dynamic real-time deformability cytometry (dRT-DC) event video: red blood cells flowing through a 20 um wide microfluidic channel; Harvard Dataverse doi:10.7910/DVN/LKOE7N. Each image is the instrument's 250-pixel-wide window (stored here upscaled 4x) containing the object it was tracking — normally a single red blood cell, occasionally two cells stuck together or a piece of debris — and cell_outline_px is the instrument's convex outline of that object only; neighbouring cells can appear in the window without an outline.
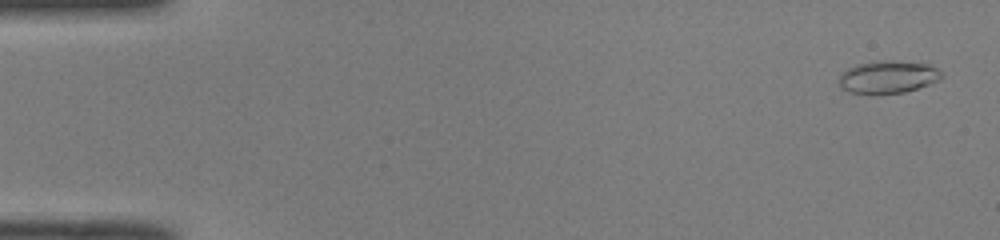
{"species": "common noctule bat (a hibernating species)", "species_latin": "Nyctalus noctula", "temperature_condition": "room temperature", "stored_images_in_passage": 50, "camera_frame_rate_fps": 3000, "um_per_image_px": 0.085, "animal": {"sex": "male", "body_mass_g": 19.0, "forearm_length_mm": 50.8}, "frame": {"image": 1, "passage_image": 2, "time_ms": 0.333, "image_size_px": [1000, 240], "cell_outline_px": [[944, 76], [940, 80], [904, 92], [848, 92], [840, 88], [840, 76], [848, 68], [856, 64], [884, 60], [892, 60], [928, 64], [936, 68]], "centroid_in_image_um": [75.5, 6.51], "position_along_channel_um": 9.5, "area_um2": 18.96}}
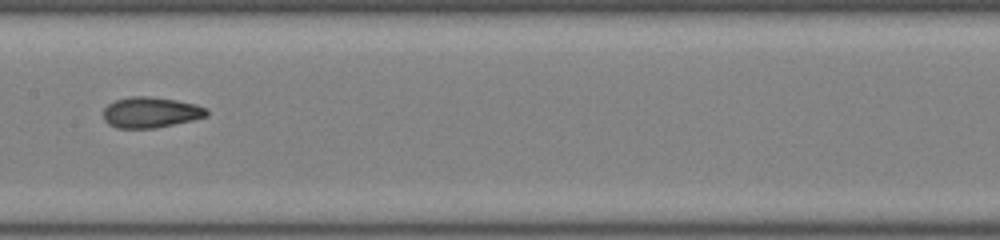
{"frame": {"image": 2, "passage_image": 26, "time_ms": 8.333, "image_size_px": [1000, 240], "cell_outline_px": [[208, 116], [192, 120], [156, 128], [116, 128], [108, 124], [104, 120], [104, 108], [108, 104], [116, 100], [132, 96], [148, 96], [176, 100], [196, 104], [208, 108]], "centroid_in_image_um": [12.82, 9.55], "position_along_channel_um": 194.6, "area_um2": 18.55}}
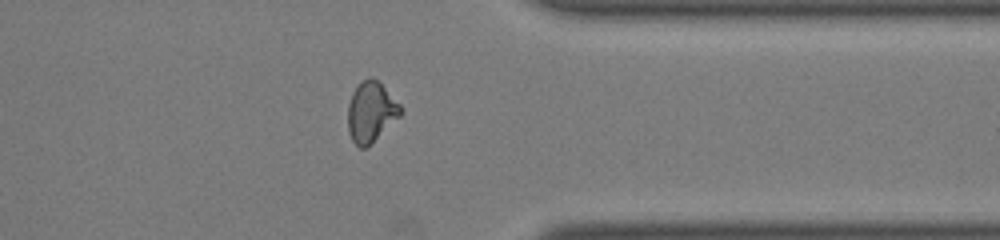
{"frame": {"image": 3, "passage_image": 40, "time_ms": 13.0, "image_size_px": [1000, 240], "cell_outline_px": [[404, 112], [400, 116], [364, 148], [360, 148], [352, 140], [348, 132], [348, 104], [352, 92], [360, 80], [368, 76], [372, 76], [404, 108]], "centroid_in_image_um": [31.52, 9.47], "position_along_channel_um": 379.9, "area_um2": 18.38}, "authors_computed_cell_mechanics": {"area_um2": 18.4093, "velocity_mm_per_s": 4.1039, "shape_relaxation_time_tau1_ms": 9.9908, "shape_relaxation_time_tau2_ms": 2.1453, "deformation_change_tau1": 0.2494, "deformation_change_tau2": 0.0769}}